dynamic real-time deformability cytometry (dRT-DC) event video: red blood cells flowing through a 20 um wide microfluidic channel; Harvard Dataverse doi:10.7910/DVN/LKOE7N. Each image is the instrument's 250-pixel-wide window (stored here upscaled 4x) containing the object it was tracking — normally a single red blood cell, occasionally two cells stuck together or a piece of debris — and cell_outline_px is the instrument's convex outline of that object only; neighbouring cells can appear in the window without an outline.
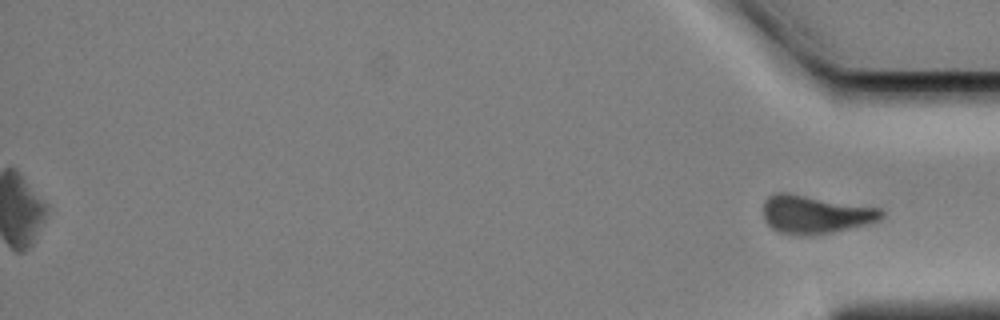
{"species": "Egyptian fruit bat (a non-hibernating species)", "species_latin": "Rousettus aegyptiacus", "temperature_condition": "cold", "stored_images_in_passage": 57, "segment_of_instrument_passage": [2, 2], "camera_frame_rate_fps": 3000, "um_per_image_px": 0.085, "animal": {"sex": "female"}, "frame": {"image": 1, "passage_image": 57, "time_ms": 18.667, "image_size_px": [1000, 320], "cell_outline_px": [[884, 216], [880, 220], [868, 224], [832, 232], [804, 236], [796, 236], [776, 232], [764, 220], [764, 200], [768, 196], [776, 192], [788, 192], [880, 208], [884, 212]], "centroid_in_image_um": [69.27, 18.22], "position_along_channel_um": 365.9, "area_um2": 26.65}}